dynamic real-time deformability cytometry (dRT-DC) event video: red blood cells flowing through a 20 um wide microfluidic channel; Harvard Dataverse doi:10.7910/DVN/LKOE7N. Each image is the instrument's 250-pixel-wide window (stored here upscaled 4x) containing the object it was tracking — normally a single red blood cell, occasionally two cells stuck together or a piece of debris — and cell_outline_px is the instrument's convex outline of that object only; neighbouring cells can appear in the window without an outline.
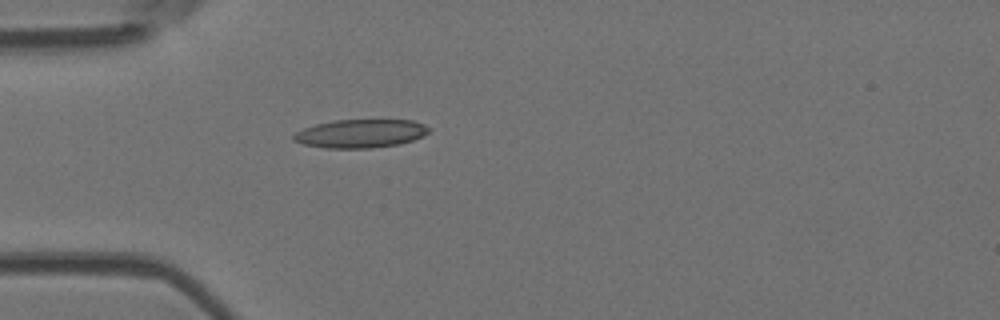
{"species": "Egyptian fruit bat (a non-hibernating species)", "species_latin": "Rousettus aegyptiacus", "temperature_condition": "room temperature", "stored_images_in_passage": 5, "camera_frame_rate_fps": 3000, "um_per_image_px": 0.085, "animal": {"sex": "female"}, "frame": {"image": 1, "passage_image": 5, "time_ms": 4.333, "image_size_px": [1000, 320], "cell_outline_px": [[428, 132], [424, 136], [400, 144], [372, 148], [324, 148], [304, 144], [292, 140], [292, 136], [296, 132], [304, 128], [316, 124], [336, 120], [412, 120], [424, 124], [428, 128]], "centroid_in_image_um": [30.64, 11.35], "position_along_channel_um": 54.4, "area_um2": 22.37}}